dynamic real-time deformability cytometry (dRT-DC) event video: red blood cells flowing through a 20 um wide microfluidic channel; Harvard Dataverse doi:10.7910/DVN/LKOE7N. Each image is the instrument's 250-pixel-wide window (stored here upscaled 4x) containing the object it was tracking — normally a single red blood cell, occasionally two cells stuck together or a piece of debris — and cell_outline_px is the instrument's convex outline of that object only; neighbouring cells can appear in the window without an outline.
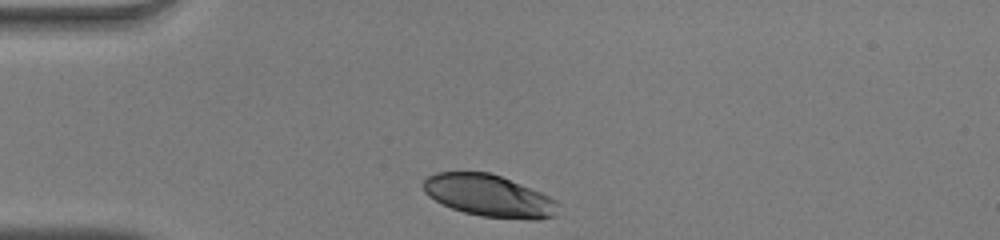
{"species": "human", "species_latin": "Homo sapiens", "temperature_condition": "warm", "stored_images_in_passage": 30, "camera_frame_rate_fps": 3000, "um_per_image_px": 0.085, "donor": {"sex": "male"}, "frame": {"image": 1, "passage_image": 1, "time_ms": 0.0, "image_size_px": [1000, 240], "cell_outline_px": [[560, 204], [556, 216], [536, 220], [528, 220], [480, 216], [464, 212], [452, 208], [428, 196], [424, 192], [424, 180], [428, 176], [436, 172], [488, 172], [500, 176], [540, 192], [556, 200]], "centroid_in_image_um": [41.6, 16.65], "position_along_channel_um": 43.4, "area_um2": 32.89}}
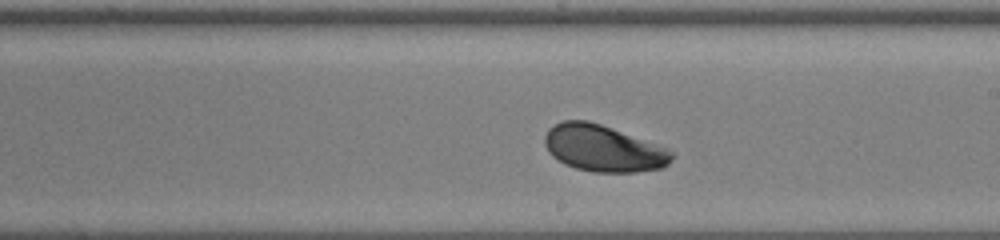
{"frame": {"image": 2, "passage_image": 18, "time_ms": 5.667, "image_size_px": [1000, 240], "cell_outline_px": [[676, 152], [672, 160], [664, 168], [636, 172], [592, 172], [576, 168], [564, 164], [552, 156], [548, 152], [544, 144], [544, 136], [548, 128], [564, 120], [588, 120], [660, 144]], "centroid_in_image_um": [51.32, 12.61], "position_along_channel_um": 237.7, "area_um2": 34.97}}
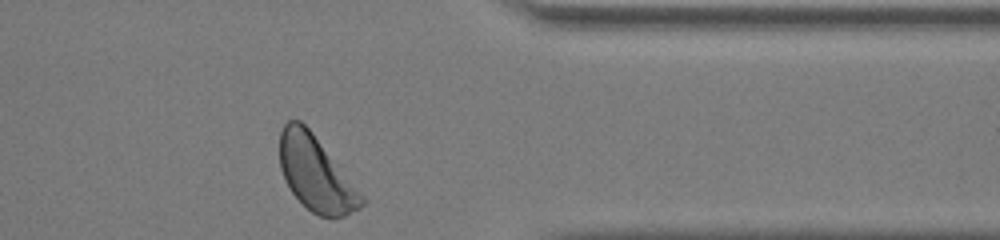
{"frame": {"image": 3, "passage_image": 30, "time_ms": 9.667, "image_size_px": [1000, 240], "cell_outline_px": [[364, 204], [360, 208], [344, 216], [332, 220], [320, 216], [312, 212], [292, 192], [280, 168], [280, 132], [284, 124], [288, 120], [300, 120], [312, 132], [364, 196]], "centroid_in_image_um": [26.86, 14.78], "position_along_channel_um": 384.5, "area_um2": 35.26}, "authors_computed_cell_mechanics": {"area_um2": 34.2465, "velocity_mm_per_s": 3.9516, "shape_relaxation_time_tau1_ms": 2.3019, "shape_relaxation_time_tau2_ms": null, "deformation_change_tau1": 0.1178, "deformation_change_tau2": null}}